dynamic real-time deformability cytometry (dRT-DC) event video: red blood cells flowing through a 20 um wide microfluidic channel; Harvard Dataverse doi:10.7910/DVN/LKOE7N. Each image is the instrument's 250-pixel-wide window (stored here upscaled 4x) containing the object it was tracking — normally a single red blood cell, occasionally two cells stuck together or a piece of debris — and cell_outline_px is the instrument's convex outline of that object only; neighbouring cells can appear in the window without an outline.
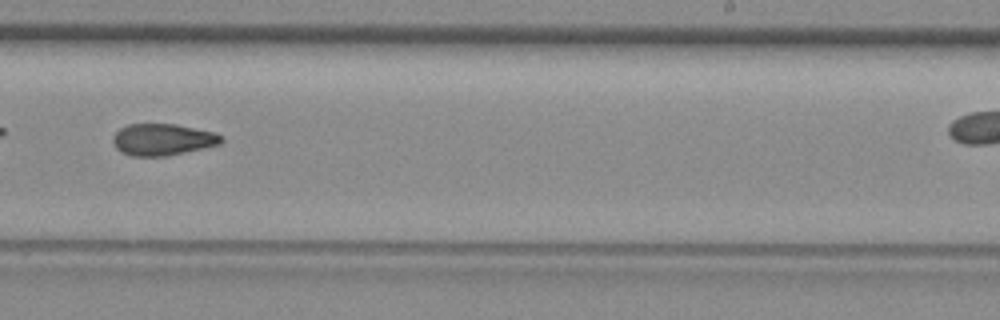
{"species": "common noctule bat (a hibernating species)", "species_latin": "Nyctalus noctula", "temperature_condition": "room temperature", "stored_images_in_passage": 36, "camera_frame_rate_fps": 3000, "um_per_image_px": 0.085, "animal": {"sex": "female", "body_mass_g": 29.2, "forearm_length_mm": 56.3}, "frame": {"image": 1, "passage_image": 26, "time_ms": 8.333, "image_size_px": [1000, 320], "cell_outline_px": [[224, 140], [220, 144], [168, 156], [132, 156], [120, 152], [116, 148], [112, 140], [116, 132], [120, 128], [128, 124], [172, 124], [212, 132], [224, 136]], "centroid_in_image_um": [13.8, 11.87], "position_along_channel_um": 275.2, "area_um2": 19.88}}